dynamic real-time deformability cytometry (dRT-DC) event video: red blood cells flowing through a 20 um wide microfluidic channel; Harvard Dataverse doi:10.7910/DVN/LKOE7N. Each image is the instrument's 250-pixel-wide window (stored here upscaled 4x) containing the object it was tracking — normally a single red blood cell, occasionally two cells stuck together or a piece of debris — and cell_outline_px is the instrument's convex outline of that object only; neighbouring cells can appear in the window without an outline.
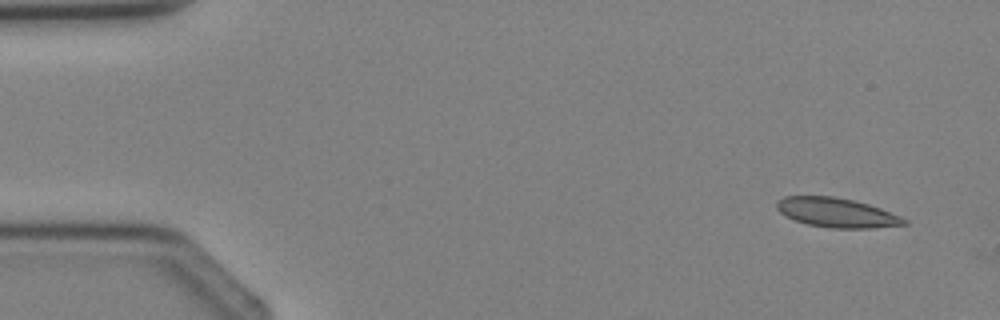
{"species": "Egyptian fruit bat (a non-hibernating species)", "species_latin": "Rousettus aegyptiacus", "temperature_condition": "cold", "stored_images_in_passage": 3, "segment_of_instrument_passage": [2, 2], "camera_frame_rate_fps": 3000, "um_per_image_px": 0.085, "animal": {"sex": "female"}, "frame": {"image": 1, "passage_image": 3, "time_ms": 3.333, "image_size_px": [1000, 320], "cell_outline_px": [[908, 224], [872, 228], [832, 228], [808, 224], [796, 220], [780, 212], [776, 208], [776, 200], [784, 196], [832, 196], [852, 200], [868, 204], [880, 208], [900, 216], [908, 220]], "centroid_in_image_um": [71.12, 18.07], "position_along_channel_um": 13.9, "area_um2": 21.68}}